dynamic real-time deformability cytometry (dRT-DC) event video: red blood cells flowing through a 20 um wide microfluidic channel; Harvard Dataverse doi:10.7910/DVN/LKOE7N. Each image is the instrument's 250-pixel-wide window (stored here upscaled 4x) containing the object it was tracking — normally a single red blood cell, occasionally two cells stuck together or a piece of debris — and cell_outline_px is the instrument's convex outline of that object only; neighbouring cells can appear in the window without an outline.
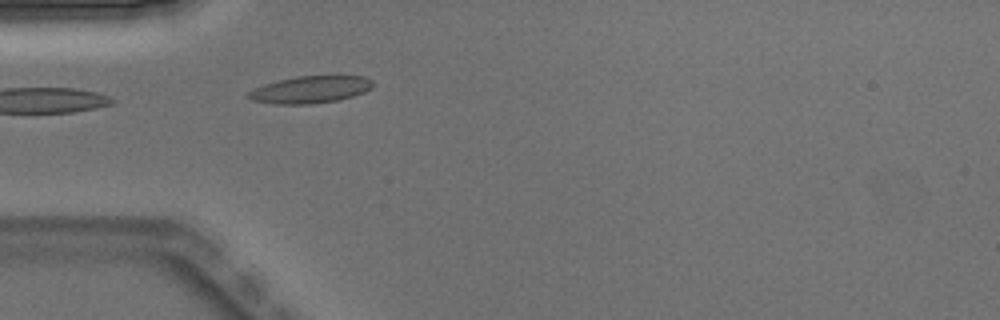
{"species": "Egyptian fruit bat (a non-hibernating species)", "species_latin": "Rousettus aegyptiacus", "temperature_condition": "warm", "stored_images_in_passage": 3, "camera_frame_rate_fps": 3000, "um_per_image_px": 0.085, "animal": {"sex": "male"}, "frame": {"image": 1, "passage_image": 3, "time_ms": 0.667, "image_size_px": [1000, 320], "cell_outline_px": [[372, 88], [364, 92], [352, 96], [336, 100], [308, 104], [276, 104], [252, 100], [244, 96], [248, 92], [264, 84], [296, 76], [364, 76], [372, 80]], "centroid_in_image_um": [26.36, 7.61], "position_along_channel_um": 58.6, "area_um2": 19.48}}